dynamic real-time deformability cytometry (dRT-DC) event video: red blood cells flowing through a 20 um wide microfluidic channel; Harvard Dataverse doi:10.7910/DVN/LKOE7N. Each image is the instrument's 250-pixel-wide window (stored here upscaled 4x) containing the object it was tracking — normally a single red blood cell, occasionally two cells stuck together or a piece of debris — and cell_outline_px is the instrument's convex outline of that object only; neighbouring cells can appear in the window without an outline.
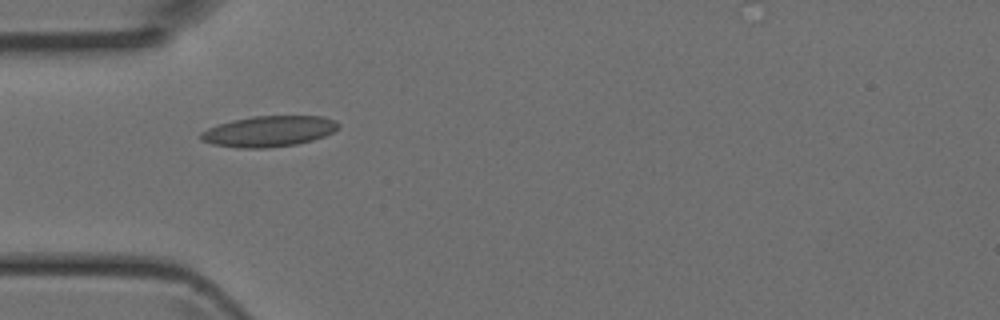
{"species": "Egyptian fruit bat (a non-hibernating species)", "species_latin": "Rousettus aegyptiacus", "temperature_condition": "room temperature", "stored_images_in_passage": 1, "camera_frame_rate_fps": 3000, "um_per_image_px": 0.085, "animal": {"sex": "female"}, "frame": {"image": 1, "passage_image": 1, "time_ms": 0.0, "image_size_px": [1000, 320], "cell_outline_px": [[340, 128], [324, 136], [312, 140], [296, 144], [264, 148], [240, 148], [212, 144], [200, 140], [200, 132], [208, 128], [232, 120], [252, 116], [324, 116], [336, 120], [340, 124]], "centroid_in_image_um": [22.87, 11.15], "position_along_channel_um": 62.1, "area_um2": 24.74}}